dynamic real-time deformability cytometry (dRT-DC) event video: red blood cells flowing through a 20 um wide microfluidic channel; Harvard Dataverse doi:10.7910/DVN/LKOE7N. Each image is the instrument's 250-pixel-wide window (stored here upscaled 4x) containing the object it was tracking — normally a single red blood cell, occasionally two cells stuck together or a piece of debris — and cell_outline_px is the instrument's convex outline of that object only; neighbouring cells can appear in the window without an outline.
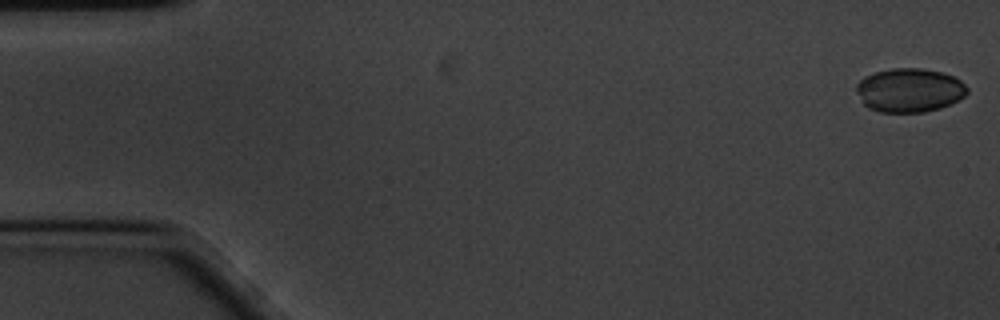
{"species": "common noctule bat (a hibernating species)", "species_latin": "Nyctalus noctula", "temperature_condition": "cold", "stored_images_in_passage": 58, "camera_frame_rate_fps": 3000, "um_per_image_px": 0.085, "animal": {"sex": "male", "body_mass_g": 20.1, "forearm_length_mm": 53.5}, "frame": {"image": 1, "passage_image": 1, "time_ms": 0.0, "image_size_px": [1000, 320], "cell_outline_px": [[968, 92], [964, 96], [940, 108], [924, 112], [880, 112], [868, 108], [864, 104], [856, 92], [856, 84], [864, 76], [876, 72], [892, 68], [920, 68], [940, 72], [952, 76], [960, 80], [968, 88]], "centroid_in_image_um": [77.27, 7.67], "position_along_channel_um": 7.7, "area_um2": 28.21}}
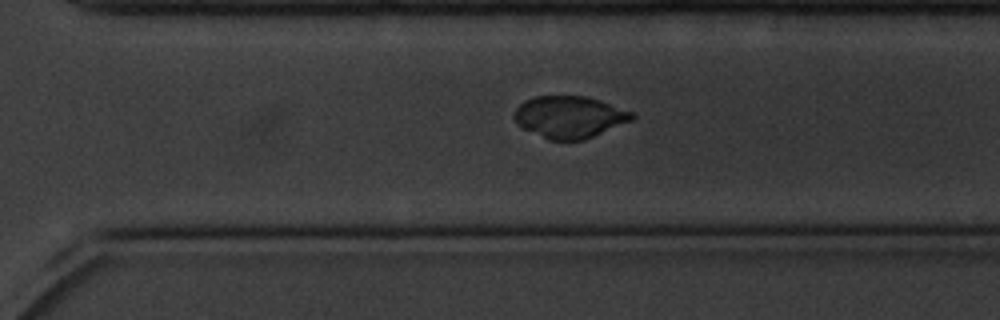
{"frame": {"image": 2, "passage_image": 40, "time_ms": 13.0, "image_size_px": [1000, 320], "cell_outline_px": [[636, 116], [632, 120], [584, 140], [548, 140], [524, 128], [512, 116], [516, 108], [524, 100], [536, 96], [588, 96], [636, 112]], "centroid_in_image_um": [48.44, 9.93], "position_along_channel_um": 322.2, "area_um2": 28.84}}
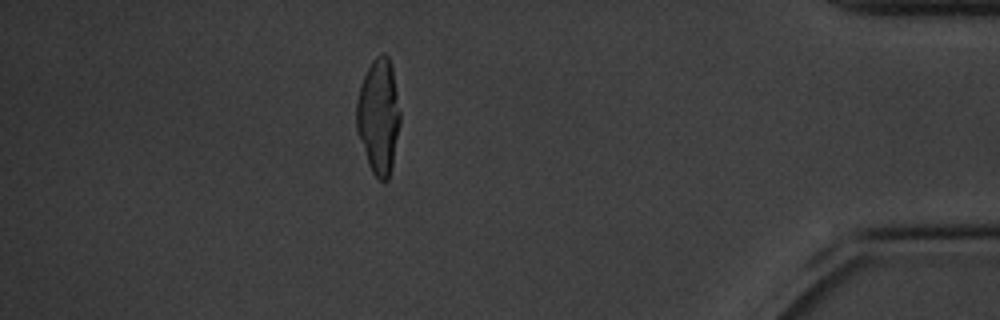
{"frame": {"image": 3, "passage_image": 51, "time_ms": 16.667, "image_size_px": [1000, 320], "cell_outline_px": [[400, 124], [392, 168], [388, 180], [380, 180], [372, 172], [368, 164], [356, 128], [356, 100], [364, 76], [372, 60], [376, 56], [384, 52], [388, 56], [392, 64], [400, 112]], "centroid_in_image_um": [32.19, 9.87], "position_along_channel_um": 403.0, "area_um2": 29.36}, "authors_computed_cell_mechanics": {"area_um2": 29.8826, "velocity_mm_per_s": 3.4167, "shape_relaxation_time_tau1_ms": 6.7028, "shape_relaxation_time_tau2_ms": 2.735, "deformation_change_tau1": 0.1253, "deformation_change_tau2": 0.0395}}